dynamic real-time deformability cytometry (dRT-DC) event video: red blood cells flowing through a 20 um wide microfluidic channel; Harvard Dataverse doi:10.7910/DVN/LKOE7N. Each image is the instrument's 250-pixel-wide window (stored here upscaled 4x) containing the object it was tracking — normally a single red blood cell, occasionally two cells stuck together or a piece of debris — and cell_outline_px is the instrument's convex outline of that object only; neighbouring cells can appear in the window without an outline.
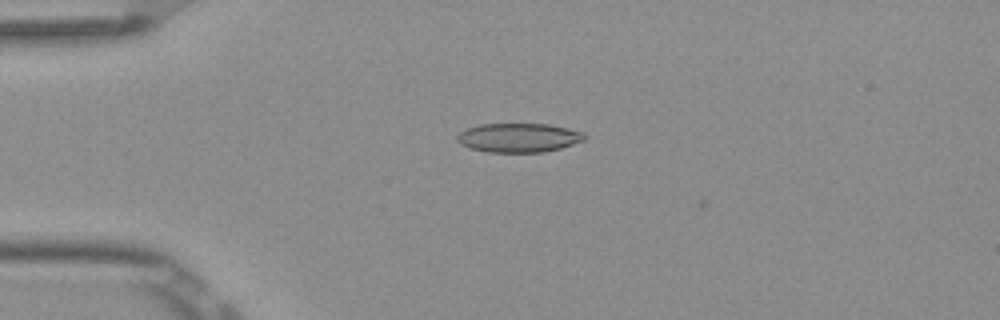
{"species": "Egyptian fruit bat (a non-hibernating species)", "species_latin": "Rousettus aegyptiacus", "temperature_condition": "room temperature", "stored_images_in_passage": 8, "camera_frame_rate_fps": 3000, "um_per_image_px": 0.085, "frame": {"image": 1, "passage_image": 3, "time_ms": 0.667, "image_size_px": [1000, 320], "cell_outline_px": [[588, 136], [584, 140], [560, 148], [544, 152], [488, 152], [468, 148], [460, 144], [456, 140], [456, 136], [460, 132], [468, 128], [480, 124], [548, 124], [584, 132]], "centroid_in_image_um": [44.07, 11.71], "position_along_channel_um": 40.9, "area_um2": 21.62}}
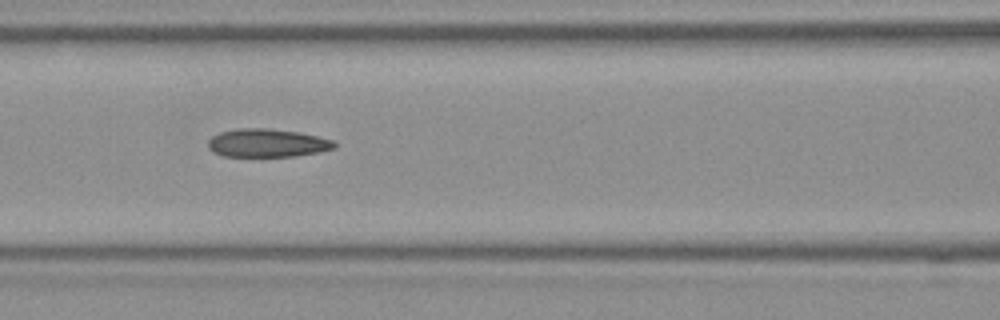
{"frame": {"image": 2, "passage_image": 6, "time_ms": 1.667, "image_size_px": [1000, 320], "cell_outline_px": [[336, 148], [320, 152], [296, 156], [224, 156], [212, 152], [208, 148], [208, 140], [212, 136], [220, 132], [236, 128], [268, 128], [300, 132], [336, 140]], "centroid_in_image_um": [22.74, 12.15], "position_along_channel_um": 143.9, "area_um2": 21.1}}
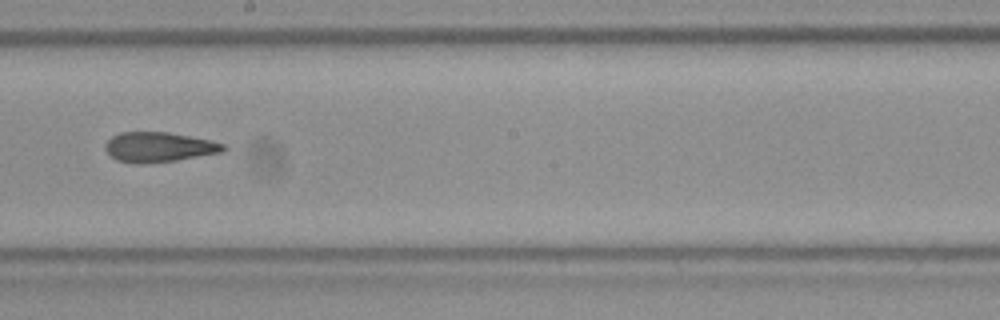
{"frame": {"image": 3, "passage_image": 8, "time_ms": 2.333, "image_size_px": [1000, 320], "cell_outline_px": [[228, 148], [224, 152], [176, 160], [140, 164], [116, 160], [104, 148], [104, 144], [112, 136], [120, 132], [168, 132], [212, 140], [224, 144]], "centroid_in_image_um": [13.53, 12.5], "position_along_channel_um": 234.7, "area_um2": 20.63}}